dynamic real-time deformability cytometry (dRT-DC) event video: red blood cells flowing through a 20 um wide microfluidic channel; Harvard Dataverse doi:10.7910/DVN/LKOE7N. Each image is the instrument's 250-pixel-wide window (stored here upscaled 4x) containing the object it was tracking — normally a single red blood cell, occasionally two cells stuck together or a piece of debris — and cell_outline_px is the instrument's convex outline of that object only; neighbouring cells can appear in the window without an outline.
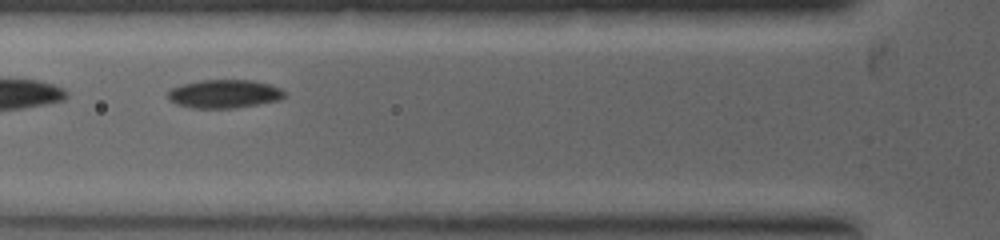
{"species": "common noctule bat (a hibernating species)", "species_latin": "Nyctalus noctula", "temperature_condition": "warm", "stored_images_in_passage": 16, "segment_of_instrument_passage": [1, 2], "camera_frame_rate_fps": 5000, "um_per_image_px": 0.085, "animal": {"sex": "female", "body_mass_g": 19.0, "forearm_length_mm": 53.3}, "frame": {"image": 1, "passage_image": 3, "time_ms": 0.8, "image_size_px": [1000, 240], "cell_outline_px": [[284, 96], [280, 100], [236, 108], [192, 108], [176, 104], [168, 100], [168, 92], [172, 88], [180, 84], [200, 80], [252, 80], [268, 84], [280, 88], [284, 92]], "centroid_in_image_um": [19.03, 7.98], "position_along_channel_um": 106.8, "area_um2": 19.36}}
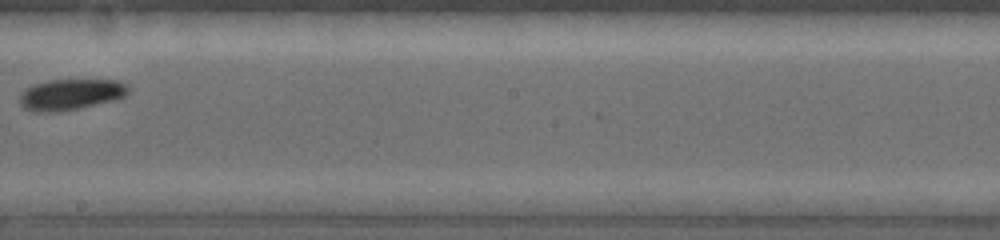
{"frame": {"image": 2, "passage_image": 8, "time_ms": 2.8, "image_size_px": [1000, 240], "cell_outline_px": [[132, 88], [124, 96], [116, 100], [80, 108], [60, 112], [32, 112], [24, 108], [20, 104], [20, 96], [28, 88], [36, 84], [48, 80], [120, 80], [128, 84]], "centroid_in_image_um": [6.08, 8.04], "position_along_channel_um": 242.1, "area_um2": 19.77}}
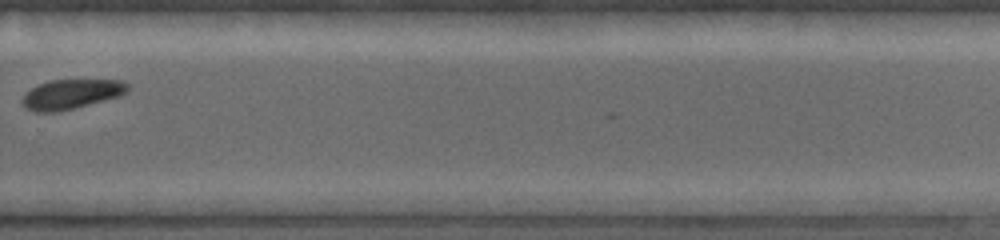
{"frame": {"image": 3, "passage_image": 11, "time_ms": 4.0, "image_size_px": [1000, 240], "cell_outline_px": [[128, 92], [120, 96], [56, 112], [36, 112], [28, 108], [24, 104], [24, 96], [32, 88], [40, 84], [52, 80], [120, 80], [128, 84]], "centroid_in_image_um": [6.11, 7.99], "position_along_channel_um": 323.7, "area_um2": 17.69}}